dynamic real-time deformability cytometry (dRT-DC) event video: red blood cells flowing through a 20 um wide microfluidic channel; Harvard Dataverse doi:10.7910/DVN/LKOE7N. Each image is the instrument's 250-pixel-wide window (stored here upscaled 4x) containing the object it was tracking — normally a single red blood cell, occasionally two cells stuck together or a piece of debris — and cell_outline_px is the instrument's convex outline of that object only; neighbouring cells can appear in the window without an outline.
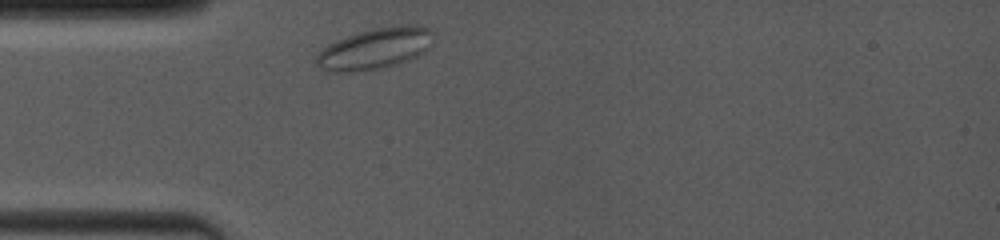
{"species": "common noctule bat (a hibernating species)", "species_latin": "Nyctalus noctula", "temperature_condition": "room temperature", "stored_images_in_passage": 37, "camera_frame_rate_fps": 4000, "um_per_image_px": 0.085, "animal": {"sex": "female", "body_mass_g": 19.0, "forearm_length_mm": 53.3}, "frame": {"image": 1, "passage_image": 1, "time_ms": 0.0, "image_size_px": [1000, 240], "cell_outline_px": [[432, 44], [424, 52], [416, 56], [396, 64], [364, 72], [328, 72], [320, 68], [316, 64], [316, 56], [328, 44], [348, 36], [372, 28], [400, 24], [412, 24], [428, 28], [432, 32]], "centroid_in_image_um": [31.87, 4.13], "position_along_channel_um": 53.1, "area_um2": 28.09}}
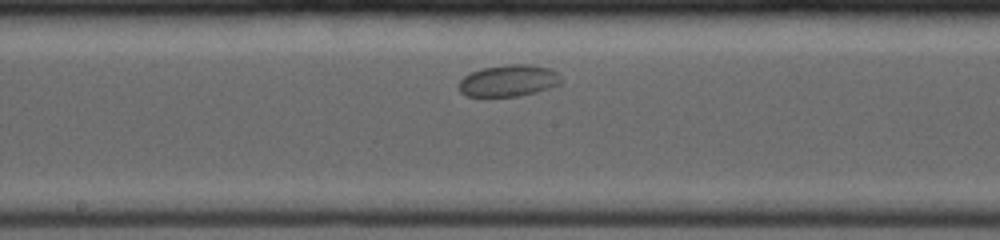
{"frame": {"image": 2, "passage_image": 12, "time_ms": 4.25, "image_size_px": [1000, 240], "cell_outline_px": [[560, 84], [548, 88], [520, 96], [468, 96], [460, 92], [460, 80], [464, 76], [472, 72], [484, 68], [508, 64], [528, 64], [548, 68], [556, 72], [560, 76]], "centroid_in_image_um": [43.23, 6.85], "position_along_channel_um": 205.0, "area_um2": 18.55}}
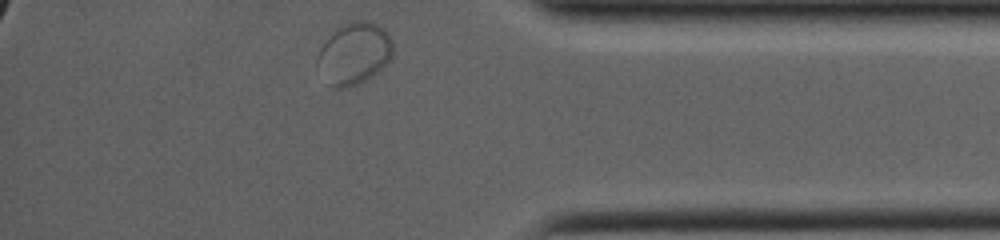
{"frame": {"image": 3, "passage_image": 36, "time_ms": 9.75, "image_size_px": [1000, 240], "cell_outline_px": [[392, 56], [372, 76], [348, 88], [332, 88], [316, 64], [316, 56], [320, 48], [336, 28], [340, 24], [352, 20], [364, 20], [376, 24], [384, 28], [392, 40]], "centroid_in_image_um": [30.08, 4.52], "position_along_channel_um": 405.1, "area_um2": 27.05}}